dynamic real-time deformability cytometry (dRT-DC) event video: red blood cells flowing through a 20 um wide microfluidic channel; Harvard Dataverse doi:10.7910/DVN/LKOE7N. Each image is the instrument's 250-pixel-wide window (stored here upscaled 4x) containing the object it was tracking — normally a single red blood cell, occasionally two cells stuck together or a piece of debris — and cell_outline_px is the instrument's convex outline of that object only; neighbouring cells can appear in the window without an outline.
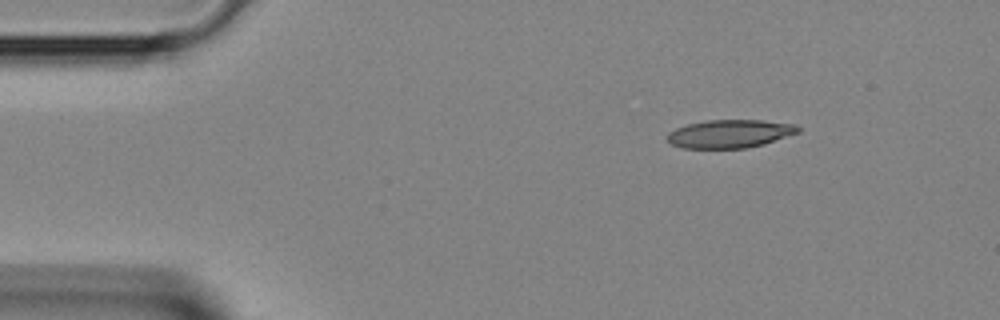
{"species": "Egyptian fruit bat (a non-hibernating species)", "species_latin": "Rousettus aegyptiacus", "temperature_condition": "room temperature", "stored_images_in_passage": 3, "camera_frame_rate_fps": 3000, "um_per_image_px": 0.085, "animal": {"sex": "female"}, "frame": {"image": 1, "passage_image": 1, "time_ms": 0.0, "image_size_px": [1000, 320], "cell_outline_px": [[800, 132], [764, 144], [744, 148], [684, 148], [672, 144], [664, 136], [668, 132], [676, 128], [688, 124], [708, 120], [764, 120], [796, 124], [800, 128]], "centroid_in_image_um": [62.04, 11.36], "position_along_channel_um": 23.0, "area_um2": 21.56}}